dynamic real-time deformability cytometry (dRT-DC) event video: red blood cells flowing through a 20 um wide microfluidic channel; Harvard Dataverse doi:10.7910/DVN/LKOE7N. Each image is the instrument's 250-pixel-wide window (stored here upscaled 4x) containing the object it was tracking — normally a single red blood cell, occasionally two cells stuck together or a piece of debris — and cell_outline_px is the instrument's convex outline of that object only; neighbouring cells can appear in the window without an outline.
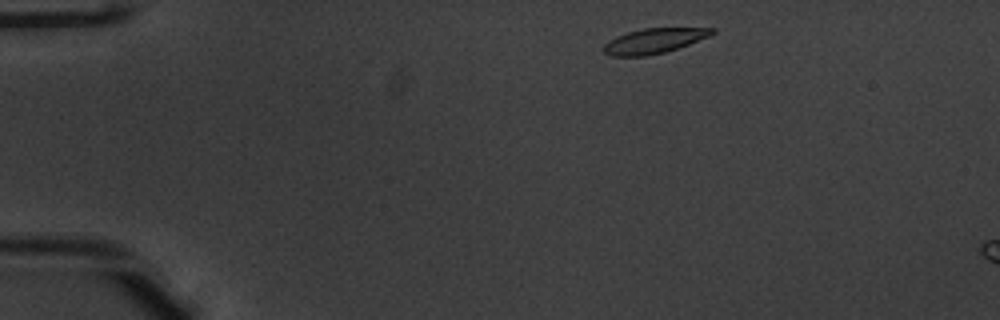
{"species": "common noctule bat (a hibernating species)", "species_latin": "Nyctalus noctula", "temperature_condition": "warm", "stored_images_in_passage": 7, "camera_frame_rate_fps": 3000, "um_per_image_px": 0.085, "animal": {"sex": "male", "body_mass_g": 20.1, "forearm_length_mm": 53.5}, "frame": {"image": 1, "passage_image": 2, "time_ms": 0.333, "image_size_px": [1000, 320], "cell_outline_px": [[716, 32], [708, 36], [688, 44], [664, 52], [644, 56], [608, 56], [604, 52], [604, 44], [616, 36], [628, 32], [644, 28], [716, 28]], "centroid_in_image_um": [55.56, 3.47], "position_along_channel_um": 29.4, "area_um2": 15.55}}